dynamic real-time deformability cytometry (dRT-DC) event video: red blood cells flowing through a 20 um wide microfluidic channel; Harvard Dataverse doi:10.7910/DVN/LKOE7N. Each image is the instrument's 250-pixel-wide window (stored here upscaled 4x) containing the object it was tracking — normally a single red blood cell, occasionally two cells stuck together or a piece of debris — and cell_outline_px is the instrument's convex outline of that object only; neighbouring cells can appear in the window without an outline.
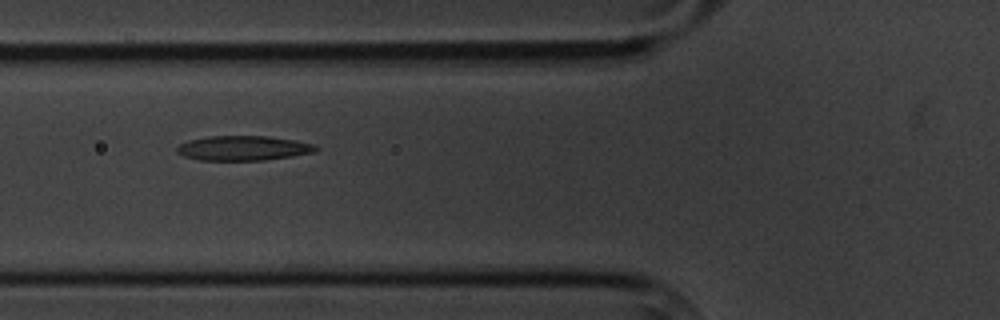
{"species": "common noctule bat (a hibernating species)", "species_latin": "Nyctalus noctula", "temperature_condition": "cold", "stored_images_in_passage": 3, "camera_frame_rate_fps": 3000, "um_per_image_px": 0.085, "animal": {"sex": "male", "body_mass_g": 20.1, "forearm_length_mm": 53.5}, "frame": {"image": 1, "passage_image": 3, "time_ms": 2.333, "image_size_px": [1000, 320], "cell_outline_px": [[320, 148], [316, 152], [292, 156], [264, 160], [200, 160], [184, 156], [176, 152], [176, 148], [180, 144], [188, 140], [208, 136], [268, 136], [296, 140], [316, 144]], "centroid_in_image_um": [20.72, 12.58], "position_along_channel_um": 105.1, "area_um2": 20.17}}